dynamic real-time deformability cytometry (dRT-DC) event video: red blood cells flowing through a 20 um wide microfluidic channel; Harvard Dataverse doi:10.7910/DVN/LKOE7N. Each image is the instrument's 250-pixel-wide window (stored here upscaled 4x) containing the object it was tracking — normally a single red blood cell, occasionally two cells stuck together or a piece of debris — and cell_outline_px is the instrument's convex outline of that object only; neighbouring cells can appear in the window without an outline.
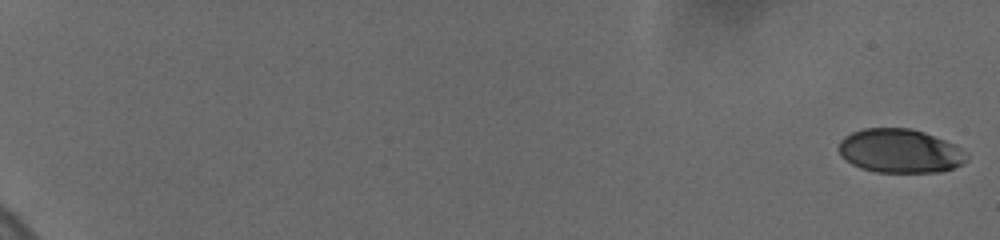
{"species": "human", "species_latin": "Homo sapiens", "temperature_condition": "cold", "stored_images_in_passage": 139, "camera_frame_rate_fps": 3000, "um_per_image_px": 0.085, "donor": {"sex": "female"}, "frame": {"image": 1, "passage_image": 1, "time_ms": 0.0, "image_size_px": [1000, 240], "cell_outline_px": [[968, 160], [952, 168], [940, 172], [876, 172], [860, 168], [852, 164], [840, 156], [840, 140], [844, 136], [852, 132], [864, 128], [912, 128], [924, 132], [944, 140], [968, 152]], "centroid_in_image_um": [76.49, 12.83], "position_along_channel_um": 8.5, "area_um2": 32.71}}
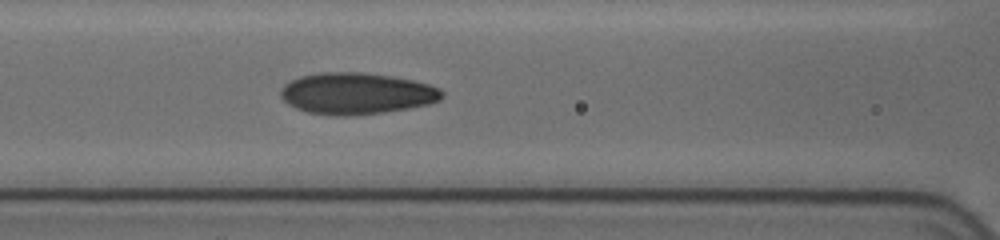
{"frame": {"image": 2, "passage_image": 88, "time_ms": 9.667, "image_size_px": [1000, 240], "cell_outline_px": [[444, 96], [440, 100], [428, 104], [412, 108], [384, 112], [344, 116], [332, 116], [308, 112], [296, 108], [288, 104], [280, 96], [280, 88], [284, 84], [300, 76], [320, 72], [360, 72], [392, 76], [412, 80], [428, 84], [440, 88], [444, 92]], "centroid_in_image_um": [30.31, 7.95], "position_along_channel_um": 136.3, "area_um2": 39.25}}
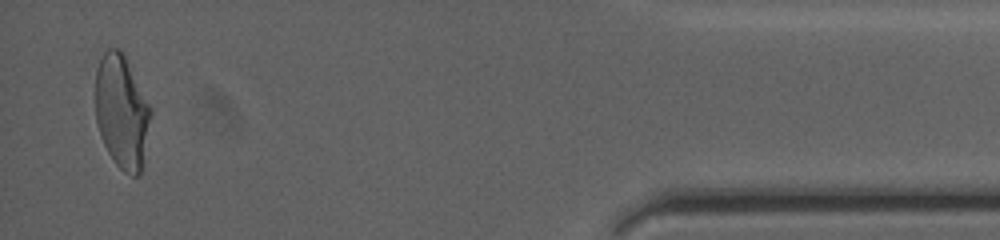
{"frame": {"image": 3, "passage_image": 139, "time_ms": 19.0, "image_size_px": [1000, 240], "cell_outline_px": [[152, 112], [140, 172], [136, 176], [132, 176], [124, 172], [116, 164], [108, 152], [100, 136], [96, 120], [96, 68], [104, 52], [108, 48], [120, 48], [124, 52], [152, 108]], "centroid_in_image_um": [10.35, 9.44], "position_along_channel_um": 424.8, "area_um2": 36.65}, "authors_computed_cell_mechanics": {"area_um2": 36.2406, "velocity_mm_per_s": 3.7019, "shape_relaxation_time_tau1_ms": 5.217, "shape_relaxation_time_tau2_ms": 1.2936, "deformation_change_tau1": 0.1584, "deformation_change_tau2": 0.0683}}